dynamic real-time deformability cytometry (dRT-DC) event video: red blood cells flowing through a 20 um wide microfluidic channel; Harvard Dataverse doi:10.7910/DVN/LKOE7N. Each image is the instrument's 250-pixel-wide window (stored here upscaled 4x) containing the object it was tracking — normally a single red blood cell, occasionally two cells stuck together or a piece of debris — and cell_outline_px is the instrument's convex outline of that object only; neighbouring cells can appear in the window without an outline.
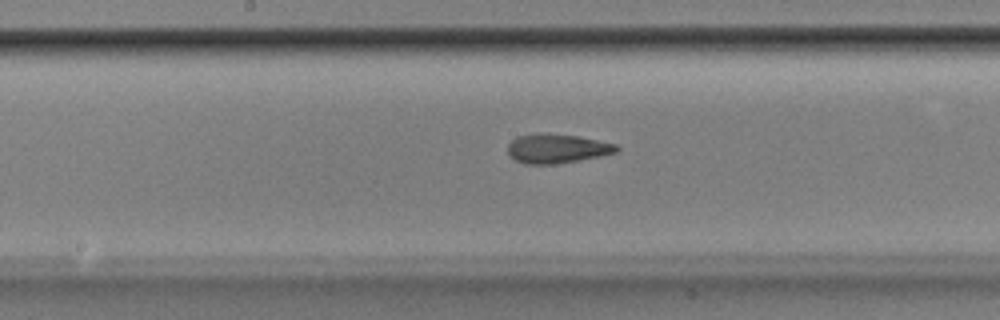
{"species": "Egyptian fruit bat (a non-hibernating species)", "species_latin": "Rousettus aegyptiacus", "temperature_condition": "room temperature", "stored_images_in_passage": 52, "camera_frame_rate_fps": 3000, "um_per_image_px": 0.085, "animal": {"sex": "male"}, "frame": {"image": 1, "passage_image": 27, "time_ms": 8.667, "image_size_px": [1000, 320], "cell_outline_px": [[620, 148], [616, 152], [600, 156], [552, 164], [524, 164], [508, 156], [508, 144], [516, 136], [536, 132], [548, 132], [580, 136], [616, 144]], "centroid_in_image_um": [47.29, 12.6], "position_along_channel_um": 200.9, "area_um2": 18.79}}
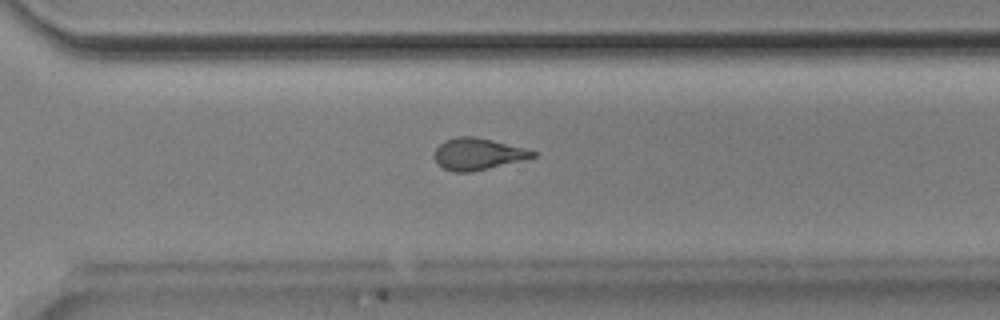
{"frame": {"image": 2, "passage_image": 37, "time_ms": 12.0, "image_size_px": [1000, 320], "cell_outline_px": [[536, 156], [524, 160], [472, 172], [452, 172], [444, 168], [432, 156], [436, 148], [444, 140], [456, 136], [472, 136], [492, 140], [524, 148], [536, 152]], "centroid_in_image_um": [40.59, 13.09], "position_along_channel_um": 330.0, "area_um2": 18.15}}
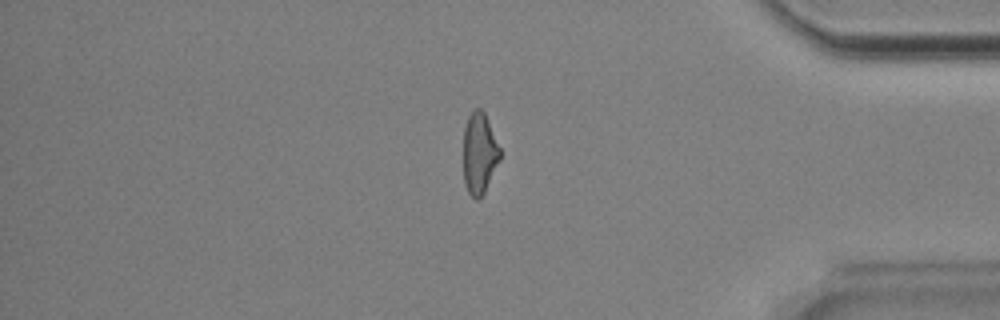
{"frame": {"image": 3, "passage_image": 44, "time_ms": 14.333, "image_size_px": [1000, 320], "cell_outline_px": [[500, 160], [484, 192], [476, 200], [468, 192], [464, 184], [464, 128], [468, 116], [476, 108], [480, 108], [484, 112], [500, 148]], "centroid_in_image_um": [40.74, 13.03], "position_along_channel_um": 394.5, "area_um2": 17.11}, "authors_computed_cell_mechanics": {"area_um2": 18.785, "velocity_mm_per_s": 3.8915, "shape_relaxation_time_tau1_ms": null, "shape_relaxation_time_tau2_ms": 2.1697, "deformation_change_tau1": null, "deformation_change_tau2": 0.1094}}